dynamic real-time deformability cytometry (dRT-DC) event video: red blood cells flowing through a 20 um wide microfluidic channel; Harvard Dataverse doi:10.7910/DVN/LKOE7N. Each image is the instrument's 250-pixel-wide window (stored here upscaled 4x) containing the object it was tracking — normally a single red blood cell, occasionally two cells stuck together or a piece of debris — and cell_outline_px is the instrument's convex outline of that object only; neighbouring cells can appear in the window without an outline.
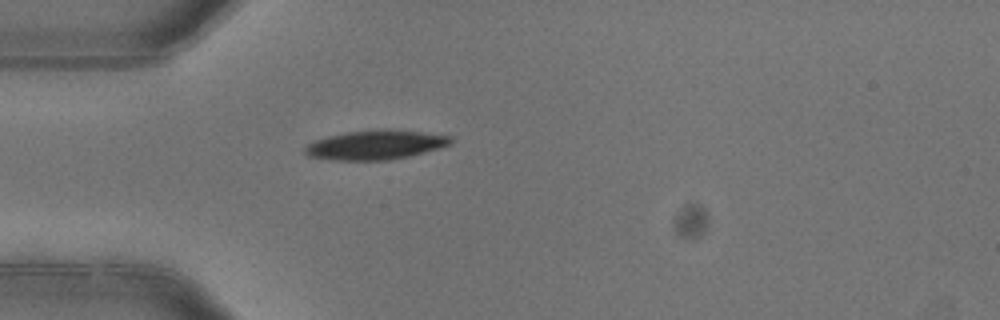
{"species": "common noctule bat (a hibernating species)", "species_latin": "Nyctalus noctula", "temperature_condition": "warm", "stored_images_in_passage": 1, "camera_frame_rate_fps": 3000, "um_per_image_px": 0.085, "animal": {"sex": "female"}, "frame": {"image": 1, "passage_image": 1, "time_ms": 0.0, "image_size_px": [1000, 320], "cell_outline_px": [[452, 144], [424, 152], [408, 156], [388, 160], [336, 160], [308, 156], [304, 152], [304, 148], [308, 144], [316, 140], [328, 136], [348, 132], [380, 128], [388, 128], [452, 136]], "centroid_in_image_um": [31.93, 12.3], "position_along_channel_um": 53.1, "area_um2": 24.85}}